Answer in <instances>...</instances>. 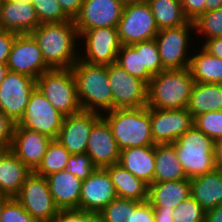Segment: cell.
<instances>
[{
  "label": "cell",
  "instance_id": "816d5d0a",
  "mask_svg": "<svg viewBox=\"0 0 222 222\" xmlns=\"http://www.w3.org/2000/svg\"><path fill=\"white\" fill-rule=\"evenodd\" d=\"M205 222H222V204L205 212Z\"/></svg>",
  "mask_w": 222,
  "mask_h": 222
},
{
  "label": "cell",
  "instance_id": "277c9868",
  "mask_svg": "<svg viewBox=\"0 0 222 222\" xmlns=\"http://www.w3.org/2000/svg\"><path fill=\"white\" fill-rule=\"evenodd\" d=\"M116 140L119 150L154 146L149 107L113 109L102 114Z\"/></svg>",
  "mask_w": 222,
  "mask_h": 222
},
{
  "label": "cell",
  "instance_id": "9a60e30c",
  "mask_svg": "<svg viewBox=\"0 0 222 222\" xmlns=\"http://www.w3.org/2000/svg\"><path fill=\"white\" fill-rule=\"evenodd\" d=\"M9 71L37 79L43 72L50 70L43 58L41 49L30 34H18L9 53Z\"/></svg>",
  "mask_w": 222,
  "mask_h": 222
},
{
  "label": "cell",
  "instance_id": "5bb4252c",
  "mask_svg": "<svg viewBox=\"0 0 222 222\" xmlns=\"http://www.w3.org/2000/svg\"><path fill=\"white\" fill-rule=\"evenodd\" d=\"M149 117L155 144L173 143L194 125V119L187 108H149Z\"/></svg>",
  "mask_w": 222,
  "mask_h": 222
},
{
  "label": "cell",
  "instance_id": "484cf974",
  "mask_svg": "<svg viewBox=\"0 0 222 222\" xmlns=\"http://www.w3.org/2000/svg\"><path fill=\"white\" fill-rule=\"evenodd\" d=\"M189 196V179L153 182L148 186V202L152 206H163L165 209H174Z\"/></svg>",
  "mask_w": 222,
  "mask_h": 222
},
{
  "label": "cell",
  "instance_id": "f35d334b",
  "mask_svg": "<svg viewBox=\"0 0 222 222\" xmlns=\"http://www.w3.org/2000/svg\"><path fill=\"white\" fill-rule=\"evenodd\" d=\"M194 126L213 140L222 138V110L196 116Z\"/></svg>",
  "mask_w": 222,
  "mask_h": 222
},
{
  "label": "cell",
  "instance_id": "9c48e42d",
  "mask_svg": "<svg viewBox=\"0 0 222 222\" xmlns=\"http://www.w3.org/2000/svg\"><path fill=\"white\" fill-rule=\"evenodd\" d=\"M121 45L155 39L159 32L153 13L147 2L124 5L117 26Z\"/></svg>",
  "mask_w": 222,
  "mask_h": 222
},
{
  "label": "cell",
  "instance_id": "ee69618b",
  "mask_svg": "<svg viewBox=\"0 0 222 222\" xmlns=\"http://www.w3.org/2000/svg\"><path fill=\"white\" fill-rule=\"evenodd\" d=\"M18 34L12 31L0 30V63L7 64L9 53Z\"/></svg>",
  "mask_w": 222,
  "mask_h": 222
},
{
  "label": "cell",
  "instance_id": "8fae6325",
  "mask_svg": "<svg viewBox=\"0 0 222 222\" xmlns=\"http://www.w3.org/2000/svg\"><path fill=\"white\" fill-rule=\"evenodd\" d=\"M64 117L36 87L30 96L23 116L16 126H22L51 139H56Z\"/></svg>",
  "mask_w": 222,
  "mask_h": 222
},
{
  "label": "cell",
  "instance_id": "f907efd6",
  "mask_svg": "<svg viewBox=\"0 0 222 222\" xmlns=\"http://www.w3.org/2000/svg\"><path fill=\"white\" fill-rule=\"evenodd\" d=\"M215 169L222 171V138L214 140Z\"/></svg>",
  "mask_w": 222,
  "mask_h": 222
},
{
  "label": "cell",
  "instance_id": "cb8c5ba5",
  "mask_svg": "<svg viewBox=\"0 0 222 222\" xmlns=\"http://www.w3.org/2000/svg\"><path fill=\"white\" fill-rule=\"evenodd\" d=\"M31 173L10 149L0 151V194L15 197Z\"/></svg>",
  "mask_w": 222,
  "mask_h": 222
},
{
  "label": "cell",
  "instance_id": "681fc988",
  "mask_svg": "<svg viewBox=\"0 0 222 222\" xmlns=\"http://www.w3.org/2000/svg\"><path fill=\"white\" fill-rule=\"evenodd\" d=\"M155 222H174L173 209H165L163 206H152Z\"/></svg>",
  "mask_w": 222,
  "mask_h": 222
},
{
  "label": "cell",
  "instance_id": "680465c9",
  "mask_svg": "<svg viewBox=\"0 0 222 222\" xmlns=\"http://www.w3.org/2000/svg\"><path fill=\"white\" fill-rule=\"evenodd\" d=\"M14 1H23V2H29V3L33 2V0H14Z\"/></svg>",
  "mask_w": 222,
  "mask_h": 222
},
{
  "label": "cell",
  "instance_id": "d590c367",
  "mask_svg": "<svg viewBox=\"0 0 222 222\" xmlns=\"http://www.w3.org/2000/svg\"><path fill=\"white\" fill-rule=\"evenodd\" d=\"M136 50H141L142 69H147L152 75L164 71L155 39L132 44Z\"/></svg>",
  "mask_w": 222,
  "mask_h": 222
},
{
  "label": "cell",
  "instance_id": "836d02e7",
  "mask_svg": "<svg viewBox=\"0 0 222 222\" xmlns=\"http://www.w3.org/2000/svg\"><path fill=\"white\" fill-rule=\"evenodd\" d=\"M195 37H203V41L222 36V7L213 11L205 12L194 21ZM197 32V33H196Z\"/></svg>",
  "mask_w": 222,
  "mask_h": 222
},
{
  "label": "cell",
  "instance_id": "d6986e66",
  "mask_svg": "<svg viewBox=\"0 0 222 222\" xmlns=\"http://www.w3.org/2000/svg\"><path fill=\"white\" fill-rule=\"evenodd\" d=\"M86 153L97 168L118 164L120 150L109 124L102 116L92 126Z\"/></svg>",
  "mask_w": 222,
  "mask_h": 222
},
{
  "label": "cell",
  "instance_id": "5b68a950",
  "mask_svg": "<svg viewBox=\"0 0 222 222\" xmlns=\"http://www.w3.org/2000/svg\"><path fill=\"white\" fill-rule=\"evenodd\" d=\"M171 144L174 146L183 171L189 179L215 169L214 140L194 125Z\"/></svg>",
  "mask_w": 222,
  "mask_h": 222
},
{
  "label": "cell",
  "instance_id": "ba28073f",
  "mask_svg": "<svg viewBox=\"0 0 222 222\" xmlns=\"http://www.w3.org/2000/svg\"><path fill=\"white\" fill-rule=\"evenodd\" d=\"M80 44L82 46L79 48V59L92 65L107 66L116 63L121 47L117 27H99L83 31L79 35Z\"/></svg>",
  "mask_w": 222,
  "mask_h": 222
},
{
  "label": "cell",
  "instance_id": "e0dca14e",
  "mask_svg": "<svg viewBox=\"0 0 222 222\" xmlns=\"http://www.w3.org/2000/svg\"><path fill=\"white\" fill-rule=\"evenodd\" d=\"M101 116L85 110L65 116L56 140L71 155L86 153L92 126Z\"/></svg>",
  "mask_w": 222,
  "mask_h": 222
},
{
  "label": "cell",
  "instance_id": "4dcf8cb0",
  "mask_svg": "<svg viewBox=\"0 0 222 222\" xmlns=\"http://www.w3.org/2000/svg\"><path fill=\"white\" fill-rule=\"evenodd\" d=\"M158 29L175 28L185 25V17L180 0H147Z\"/></svg>",
  "mask_w": 222,
  "mask_h": 222
},
{
  "label": "cell",
  "instance_id": "ab89813d",
  "mask_svg": "<svg viewBox=\"0 0 222 222\" xmlns=\"http://www.w3.org/2000/svg\"><path fill=\"white\" fill-rule=\"evenodd\" d=\"M97 167L93 164L87 153L70 155L66 169L80 180L89 177Z\"/></svg>",
  "mask_w": 222,
  "mask_h": 222
},
{
  "label": "cell",
  "instance_id": "e575fe53",
  "mask_svg": "<svg viewBox=\"0 0 222 222\" xmlns=\"http://www.w3.org/2000/svg\"><path fill=\"white\" fill-rule=\"evenodd\" d=\"M140 203L136 200L116 197L100 213L104 222H131L132 211Z\"/></svg>",
  "mask_w": 222,
  "mask_h": 222
},
{
  "label": "cell",
  "instance_id": "f6af8a7d",
  "mask_svg": "<svg viewBox=\"0 0 222 222\" xmlns=\"http://www.w3.org/2000/svg\"><path fill=\"white\" fill-rule=\"evenodd\" d=\"M131 222H155L152 205L148 201L141 202L132 211Z\"/></svg>",
  "mask_w": 222,
  "mask_h": 222
},
{
  "label": "cell",
  "instance_id": "b9f144b4",
  "mask_svg": "<svg viewBox=\"0 0 222 222\" xmlns=\"http://www.w3.org/2000/svg\"><path fill=\"white\" fill-rule=\"evenodd\" d=\"M16 123L0 110V151L9 150Z\"/></svg>",
  "mask_w": 222,
  "mask_h": 222
},
{
  "label": "cell",
  "instance_id": "2e32d148",
  "mask_svg": "<svg viewBox=\"0 0 222 222\" xmlns=\"http://www.w3.org/2000/svg\"><path fill=\"white\" fill-rule=\"evenodd\" d=\"M123 8L121 0H83L73 20L78 34L99 27H117Z\"/></svg>",
  "mask_w": 222,
  "mask_h": 222
},
{
  "label": "cell",
  "instance_id": "83f0119b",
  "mask_svg": "<svg viewBox=\"0 0 222 222\" xmlns=\"http://www.w3.org/2000/svg\"><path fill=\"white\" fill-rule=\"evenodd\" d=\"M187 110L193 119L203 113L222 110V84L195 82Z\"/></svg>",
  "mask_w": 222,
  "mask_h": 222
},
{
  "label": "cell",
  "instance_id": "52a82bcc",
  "mask_svg": "<svg viewBox=\"0 0 222 222\" xmlns=\"http://www.w3.org/2000/svg\"><path fill=\"white\" fill-rule=\"evenodd\" d=\"M193 32V21H188L185 25L179 27L159 30L155 41L164 69H185L190 66L193 53L191 47L194 46L192 44H194V41L198 43L199 40L192 37Z\"/></svg>",
  "mask_w": 222,
  "mask_h": 222
},
{
  "label": "cell",
  "instance_id": "7402d4cb",
  "mask_svg": "<svg viewBox=\"0 0 222 222\" xmlns=\"http://www.w3.org/2000/svg\"><path fill=\"white\" fill-rule=\"evenodd\" d=\"M55 205L61 209H78L82 180L67 169L46 176Z\"/></svg>",
  "mask_w": 222,
  "mask_h": 222
},
{
  "label": "cell",
  "instance_id": "7a4b0ae2",
  "mask_svg": "<svg viewBox=\"0 0 222 222\" xmlns=\"http://www.w3.org/2000/svg\"><path fill=\"white\" fill-rule=\"evenodd\" d=\"M194 84L189 67L165 69L153 75L147 84V107L168 110L187 108Z\"/></svg>",
  "mask_w": 222,
  "mask_h": 222
},
{
  "label": "cell",
  "instance_id": "11a10c76",
  "mask_svg": "<svg viewBox=\"0 0 222 222\" xmlns=\"http://www.w3.org/2000/svg\"><path fill=\"white\" fill-rule=\"evenodd\" d=\"M8 67L7 64H1L0 63V84L2 83V81L5 78L6 73L8 72Z\"/></svg>",
  "mask_w": 222,
  "mask_h": 222
},
{
  "label": "cell",
  "instance_id": "ac0fdd59",
  "mask_svg": "<svg viewBox=\"0 0 222 222\" xmlns=\"http://www.w3.org/2000/svg\"><path fill=\"white\" fill-rule=\"evenodd\" d=\"M117 196L115 187L104 168L95 171L82 181L78 209L101 212Z\"/></svg>",
  "mask_w": 222,
  "mask_h": 222
},
{
  "label": "cell",
  "instance_id": "f5cc1de1",
  "mask_svg": "<svg viewBox=\"0 0 222 222\" xmlns=\"http://www.w3.org/2000/svg\"><path fill=\"white\" fill-rule=\"evenodd\" d=\"M81 222H104L100 212L82 211Z\"/></svg>",
  "mask_w": 222,
  "mask_h": 222
},
{
  "label": "cell",
  "instance_id": "4316f807",
  "mask_svg": "<svg viewBox=\"0 0 222 222\" xmlns=\"http://www.w3.org/2000/svg\"><path fill=\"white\" fill-rule=\"evenodd\" d=\"M113 183L117 196L138 202L148 201V185L119 164L104 167Z\"/></svg>",
  "mask_w": 222,
  "mask_h": 222
},
{
  "label": "cell",
  "instance_id": "d6a6232c",
  "mask_svg": "<svg viewBox=\"0 0 222 222\" xmlns=\"http://www.w3.org/2000/svg\"><path fill=\"white\" fill-rule=\"evenodd\" d=\"M116 64L146 84L153 77L147 69H142L141 50H136L132 45H121L117 53Z\"/></svg>",
  "mask_w": 222,
  "mask_h": 222
},
{
  "label": "cell",
  "instance_id": "db71d44e",
  "mask_svg": "<svg viewBox=\"0 0 222 222\" xmlns=\"http://www.w3.org/2000/svg\"><path fill=\"white\" fill-rule=\"evenodd\" d=\"M222 7V0H206L205 12L213 11Z\"/></svg>",
  "mask_w": 222,
  "mask_h": 222
},
{
  "label": "cell",
  "instance_id": "8992f818",
  "mask_svg": "<svg viewBox=\"0 0 222 222\" xmlns=\"http://www.w3.org/2000/svg\"><path fill=\"white\" fill-rule=\"evenodd\" d=\"M36 87L62 115L69 116L82 110L71 68L43 72L36 79Z\"/></svg>",
  "mask_w": 222,
  "mask_h": 222
},
{
  "label": "cell",
  "instance_id": "7dc6e473",
  "mask_svg": "<svg viewBox=\"0 0 222 222\" xmlns=\"http://www.w3.org/2000/svg\"><path fill=\"white\" fill-rule=\"evenodd\" d=\"M199 45H202L211 55L222 59V36L202 41Z\"/></svg>",
  "mask_w": 222,
  "mask_h": 222
},
{
  "label": "cell",
  "instance_id": "c3c4849f",
  "mask_svg": "<svg viewBox=\"0 0 222 222\" xmlns=\"http://www.w3.org/2000/svg\"><path fill=\"white\" fill-rule=\"evenodd\" d=\"M54 222H81V210L61 209L59 210Z\"/></svg>",
  "mask_w": 222,
  "mask_h": 222
},
{
  "label": "cell",
  "instance_id": "3957f363",
  "mask_svg": "<svg viewBox=\"0 0 222 222\" xmlns=\"http://www.w3.org/2000/svg\"><path fill=\"white\" fill-rule=\"evenodd\" d=\"M82 110L103 114L113 110V96L106 65H92L78 59L71 67Z\"/></svg>",
  "mask_w": 222,
  "mask_h": 222
},
{
  "label": "cell",
  "instance_id": "ffe728a7",
  "mask_svg": "<svg viewBox=\"0 0 222 222\" xmlns=\"http://www.w3.org/2000/svg\"><path fill=\"white\" fill-rule=\"evenodd\" d=\"M51 138L22 126H15L10 150L34 172L45 155Z\"/></svg>",
  "mask_w": 222,
  "mask_h": 222
},
{
  "label": "cell",
  "instance_id": "bcb514c9",
  "mask_svg": "<svg viewBox=\"0 0 222 222\" xmlns=\"http://www.w3.org/2000/svg\"><path fill=\"white\" fill-rule=\"evenodd\" d=\"M63 12L71 19L79 14L83 0H57Z\"/></svg>",
  "mask_w": 222,
  "mask_h": 222
},
{
  "label": "cell",
  "instance_id": "f546056e",
  "mask_svg": "<svg viewBox=\"0 0 222 222\" xmlns=\"http://www.w3.org/2000/svg\"><path fill=\"white\" fill-rule=\"evenodd\" d=\"M200 49H199V48ZM191 55L189 69L192 78L199 83L222 84V59L211 55L201 45H199Z\"/></svg>",
  "mask_w": 222,
  "mask_h": 222
},
{
  "label": "cell",
  "instance_id": "d4e9b609",
  "mask_svg": "<svg viewBox=\"0 0 222 222\" xmlns=\"http://www.w3.org/2000/svg\"><path fill=\"white\" fill-rule=\"evenodd\" d=\"M190 196L207 211L222 204V171H213L189 179Z\"/></svg>",
  "mask_w": 222,
  "mask_h": 222
},
{
  "label": "cell",
  "instance_id": "6da1fadb",
  "mask_svg": "<svg viewBox=\"0 0 222 222\" xmlns=\"http://www.w3.org/2000/svg\"><path fill=\"white\" fill-rule=\"evenodd\" d=\"M30 35L50 69H70L79 59V34L73 20L39 24Z\"/></svg>",
  "mask_w": 222,
  "mask_h": 222
},
{
  "label": "cell",
  "instance_id": "60d3db41",
  "mask_svg": "<svg viewBox=\"0 0 222 222\" xmlns=\"http://www.w3.org/2000/svg\"><path fill=\"white\" fill-rule=\"evenodd\" d=\"M1 222H37L15 198L11 197L4 205Z\"/></svg>",
  "mask_w": 222,
  "mask_h": 222
},
{
  "label": "cell",
  "instance_id": "1f68e13d",
  "mask_svg": "<svg viewBox=\"0 0 222 222\" xmlns=\"http://www.w3.org/2000/svg\"><path fill=\"white\" fill-rule=\"evenodd\" d=\"M70 155L56 139H52L40 165L34 173L46 177L52 173L65 170Z\"/></svg>",
  "mask_w": 222,
  "mask_h": 222
},
{
  "label": "cell",
  "instance_id": "8d00e7d4",
  "mask_svg": "<svg viewBox=\"0 0 222 222\" xmlns=\"http://www.w3.org/2000/svg\"><path fill=\"white\" fill-rule=\"evenodd\" d=\"M40 24L59 23L71 20L62 10L57 0H33Z\"/></svg>",
  "mask_w": 222,
  "mask_h": 222
},
{
  "label": "cell",
  "instance_id": "7bdbcfd3",
  "mask_svg": "<svg viewBox=\"0 0 222 222\" xmlns=\"http://www.w3.org/2000/svg\"><path fill=\"white\" fill-rule=\"evenodd\" d=\"M206 0H181L182 10L189 21H194L198 16L205 13Z\"/></svg>",
  "mask_w": 222,
  "mask_h": 222
},
{
  "label": "cell",
  "instance_id": "30bf717a",
  "mask_svg": "<svg viewBox=\"0 0 222 222\" xmlns=\"http://www.w3.org/2000/svg\"><path fill=\"white\" fill-rule=\"evenodd\" d=\"M15 198L37 222L53 221L59 208L55 205L46 177L32 172Z\"/></svg>",
  "mask_w": 222,
  "mask_h": 222
},
{
  "label": "cell",
  "instance_id": "74e56055",
  "mask_svg": "<svg viewBox=\"0 0 222 222\" xmlns=\"http://www.w3.org/2000/svg\"><path fill=\"white\" fill-rule=\"evenodd\" d=\"M205 210L191 196L173 209L174 222H205Z\"/></svg>",
  "mask_w": 222,
  "mask_h": 222
},
{
  "label": "cell",
  "instance_id": "6f0895ef",
  "mask_svg": "<svg viewBox=\"0 0 222 222\" xmlns=\"http://www.w3.org/2000/svg\"><path fill=\"white\" fill-rule=\"evenodd\" d=\"M121 2L124 5H127V4L143 3V2H147V0H121Z\"/></svg>",
  "mask_w": 222,
  "mask_h": 222
},
{
  "label": "cell",
  "instance_id": "f1b7e54d",
  "mask_svg": "<svg viewBox=\"0 0 222 222\" xmlns=\"http://www.w3.org/2000/svg\"><path fill=\"white\" fill-rule=\"evenodd\" d=\"M155 172L153 182L189 179L183 171L176 150L171 143L155 144Z\"/></svg>",
  "mask_w": 222,
  "mask_h": 222
},
{
  "label": "cell",
  "instance_id": "7c38bea8",
  "mask_svg": "<svg viewBox=\"0 0 222 222\" xmlns=\"http://www.w3.org/2000/svg\"><path fill=\"white\" fill-rule=\"evenodd\" d=\"M107 74L113 96V109L147 106V84L130 75L118 64L107 65Z\"/></svg>",
  "mask_w": 222,
  "mask_h": 222
},
{
  "label": "cell",
  "instance_id": "44dd1931",
  "mask_svg": "<svg viewBox=\"0 0 222 222\" xmlns=\"http://www.w3.org/2000/svg\"><path fill=\"white\" fill-rule=\"evenodd\" d=\"M39 19L32 3L4 0L0 9V30L17 34H30L38 25Z\"/></svg>",
  "mask_w": 222,
  "mask_h": 222
},
{
  "label": "cell",
  "instance_id": "603a6c76",
  "mask_svg": "<svg viewBox=\"0 0 222 222\" xmlns=\"http://www.w3.org/2000/svg\"><path fill=\"white\" fill-rule=\"evenodd\" d=\"M118 164L149 186L154 179L155 145L121 150Z\"/></svg>",
  "mask_w": 222,
  "mask_h": 222
},
{
  "label": "cell",
  "instance_id": "9f6ffc18",
  "mask_svg": "<svg viewBox=\"0 0 222 222\" xmlns=\"http://www.w3.org/2000/svg\"><path fill=\"white\" fill-rule=\"evenodd\" d=\"M10 198L11 197L0 194V222H1V214H2V210L4 208V205Z\"/></svg>",
  "mask_w": 222,
  "mask_h": 222
},
{
  "label": "cell",
  "instance_id": "4fadbf2b",
  "mask_svg": "<svg viewBox=\"0 0 222 222\" xmlns=\"http://www.w3.org/2000/svg\"><path fill=\"white\" fill-rule=\"evenodd\" d=\"M35 88V79L8 71L0 84V110L17 124Z\"/></svg>",
  "mask_w": 222,
  "mask_h": 222
}]
</instances>
